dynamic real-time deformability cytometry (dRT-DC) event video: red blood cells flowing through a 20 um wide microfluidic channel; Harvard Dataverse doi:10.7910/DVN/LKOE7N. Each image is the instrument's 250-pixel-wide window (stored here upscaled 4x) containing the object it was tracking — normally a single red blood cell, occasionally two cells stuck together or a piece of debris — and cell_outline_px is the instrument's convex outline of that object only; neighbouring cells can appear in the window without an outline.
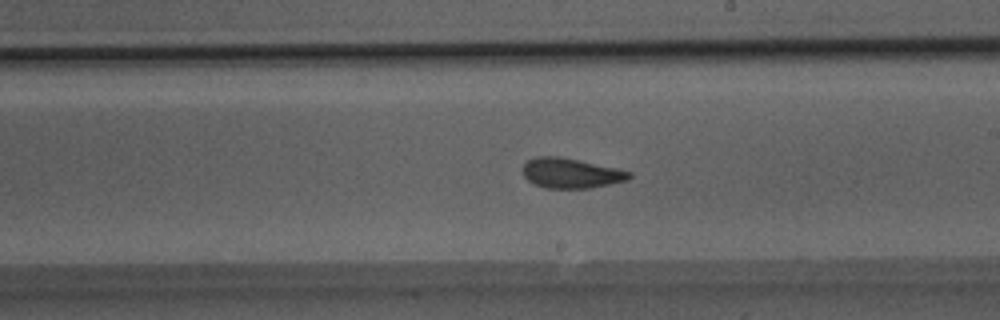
{"species": "Egyptian fruit bat (a non-hibernating species)", "species_latin": "Rousettus aegyptiacus", "temperature_condition": "room temperature", "stored_images_in_passage": 35, "camera_frame_rate_fps": 3000, "um_per_image_px": 0.085, "animal": {"sex": "male"}, "frame": {"image": 1, "passage_image": 14, "time_ms": 4.333, "image_size_px": [1000, 320], "cell_outline_px": [[632, 176], [628, 180], [588, 188], [544, 188], [532, 184], [524, 176], [524, 164], [528, 160], [536, 156], [556, 156], [620, 168], [632, 172]], "centroid_in_image_um": [48.54, 14.72], "position_along_channel_um": 240.5, "area_um2": 18.61}}
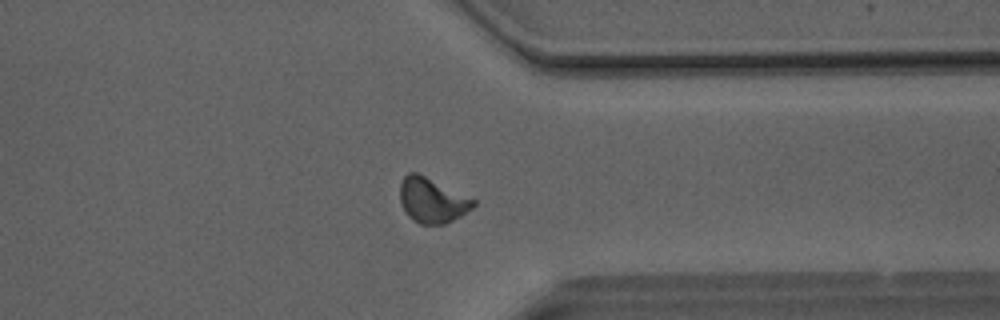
{"frame": {"image": 2, "passage_image": 24, "time_ms": 7.667, "image_size_px": [1000, 320], "cell_outline_px": [[476, 204], [472, 208], [460, 216], [444, 224], [420, 224], [412, 220], [408, 216], [400, 200], [400, 184], [404, 176], [408, 172], [416, 172], [476, 200]], "centroid_in_image_um": [36.71, 17.03], "position_along_channel_um": 374.7, "area_um2": 18.96}}
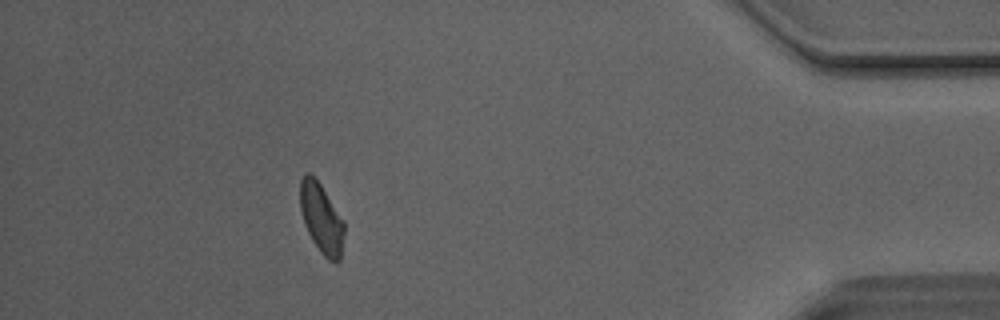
{"frame": {"image": 3, "passage_image": 30, "time_ms": 9.667, "image_size_px": [1000, 320], "cell_outline_px": [[344, 232], [340, 260], [336, 264], [328, 260], [320, 252], [312, 240], [304, 224], [300, 212], [300, 180], [304, 172], [308, 172], [320, 184], [344, 220]], "centroid_in_image_um": [27.31, 18.58], "position_along_channel_um": 407.9, "area_um2": 18.03}, "authors_computed_cell_mechanics": {"area_um2": 18.4382, "velocity_mm_per_s": 4.1081, "shape_relaxation_time_tau1_ms": null, "shape_relaxation_time_tau2_ms": 0.935, "deformation_change_tau1": null, "deformation_change_tau2": 0.0762}}